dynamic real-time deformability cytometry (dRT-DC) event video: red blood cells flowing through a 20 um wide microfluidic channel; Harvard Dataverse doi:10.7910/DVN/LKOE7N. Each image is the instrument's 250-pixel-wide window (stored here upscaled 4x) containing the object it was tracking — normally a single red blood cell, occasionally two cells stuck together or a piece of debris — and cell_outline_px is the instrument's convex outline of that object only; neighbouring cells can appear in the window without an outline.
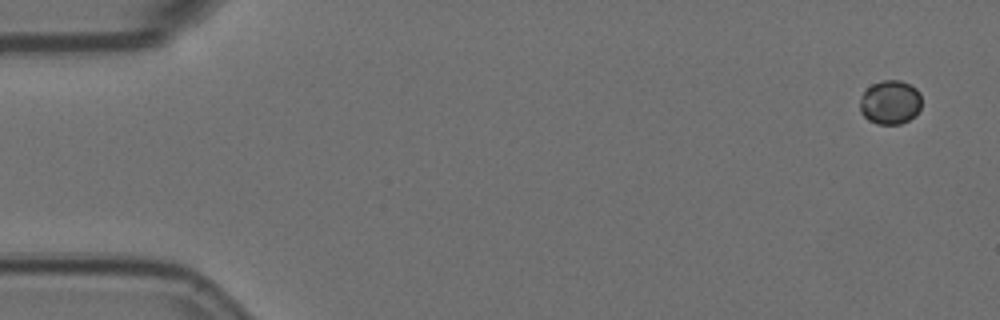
{"species": "Egyptian fruit bat (a non-hibernating species)", "species_latin": "Rousettus aegyptiacus", "temperature_condition": "room temperature", "stored_images_in_passage": 5, "camera_frame_rate_fps": 3000, "um_per_image_px": 0.085, "animal": {"sex": "female"}, "frame": {"image": 1, "passage_image": 1, "time_ms": 0.0, "image_size_px": [1000, 320], "cell_outline_px": [[920, 108], [916, 116], [900, 124], [876, 124], [868, 120], [860, 112], [860, 96], [872, 84], [884, 80], [900, 80], [916, 88], [920, 92]], "centroid_in_image_um": [75.66, 8.71], "position_along_channel_um": 9.3, "area_um2": 15.9}}